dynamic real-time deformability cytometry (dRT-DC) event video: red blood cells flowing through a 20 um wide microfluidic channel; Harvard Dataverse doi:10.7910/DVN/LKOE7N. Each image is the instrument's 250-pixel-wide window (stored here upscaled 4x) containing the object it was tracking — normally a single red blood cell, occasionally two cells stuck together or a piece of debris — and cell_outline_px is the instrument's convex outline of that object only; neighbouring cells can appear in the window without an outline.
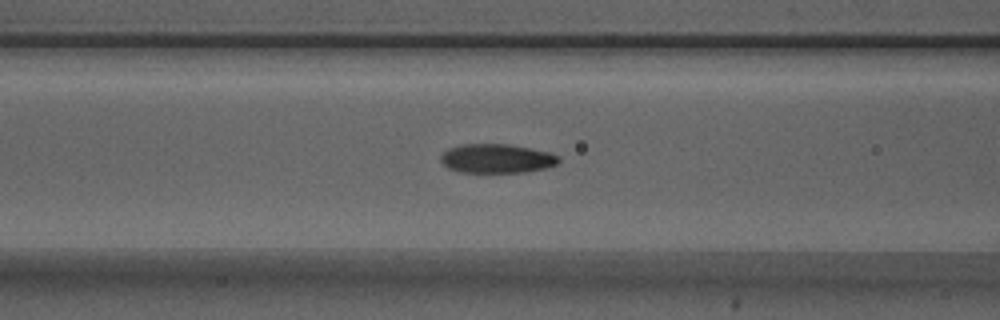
{"species": "Egyptian fruit bat (a non-hibernating species)", "species_latin": "Rousettus aegyptiacus", "temperature_condition": "warm", "stored_images_in_passage": 24, "camera_frame_rate_fps": 3000, "um_per_image_px": 0.085, "animal": {"sex": "male"}, "frame": {"image": 1, "passage_image": 9, "time_ms": 2.667, "image_size_px": [1000, 320], "cell_outline_px": [[560, 160], [556, 164], [548, 168], [528, 172], [460, 172], [448, 168], [440, 160], [440, 156], [448, 148], [460, 144], [508, 144], [552, 152], [560, 156]], "centroid_in_image_um": [42.26, 13.47], "position_along_channel_um": 124.3, "area_um2": 20.23}}
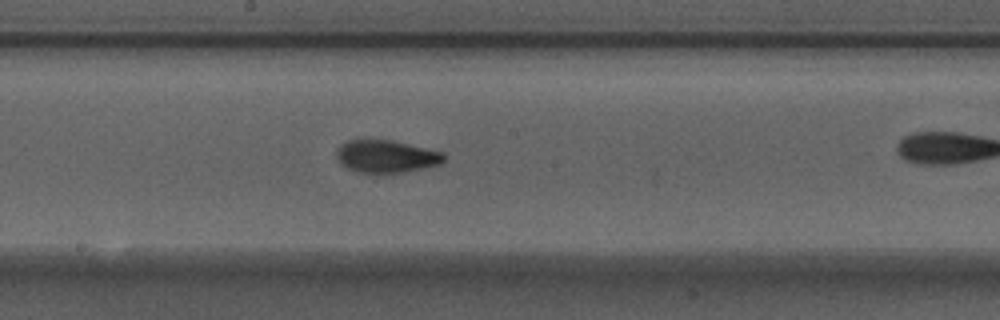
{"frame": {"image": 2, "passage_image": 16, "time_ms": 5.0, "image_size_px": [1000, 320], "cell_outline_px": [[444, 160], [440, 164], [424, 168], [404, 172], [380, 176], [360, 172], [348, 168], [340, 164], [336, 156], [336, 152], [340, 144], [348, 140], [392, 140], [444, 152]], "centroid_in_image_um": [32.81, 13.32], "position_along_channel_um": 215.4, "area_um2": 20.87}}
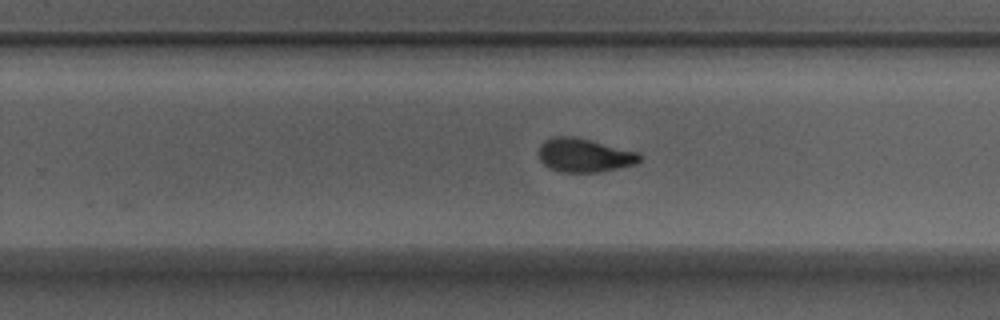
{"frame": {"image": 3, "passage_image": 21, "time_ms": 6.667, "image_size_px": [1000, 320], "cell_outline_px": [[640, 160], [636, 164], [600, 172], [564, 172], [548, 168], [540, 160], [540, 144], [544, 140], [552, 136], [576, 136], [640, 152]], "centroid_in_image_um": [49.67, 13.18], "position_along_channel_um": 280.1, "area_um2": 20.0}}